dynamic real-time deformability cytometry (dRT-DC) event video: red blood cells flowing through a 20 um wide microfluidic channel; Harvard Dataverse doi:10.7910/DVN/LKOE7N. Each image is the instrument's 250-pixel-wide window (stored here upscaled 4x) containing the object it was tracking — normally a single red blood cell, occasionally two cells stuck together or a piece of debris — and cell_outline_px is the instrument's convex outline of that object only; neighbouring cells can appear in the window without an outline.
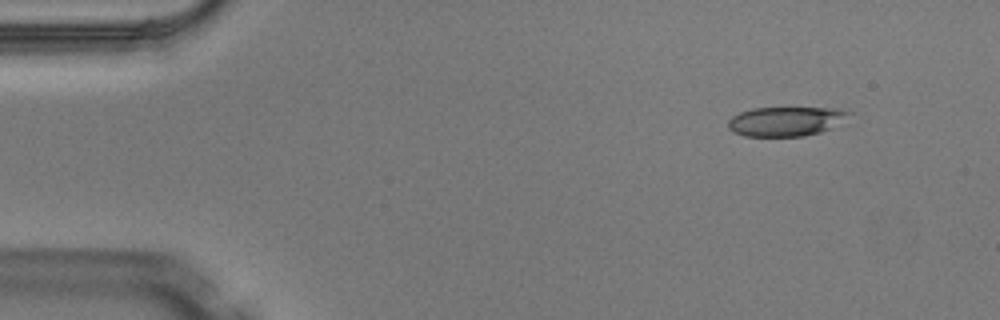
{"species": "Egyptian fruit bat (a non-hibernating species)", "species_latin": "Rousettus aegyptiacus", "temperature_condition": "warm", "stored_images_in_passage": 4, "camera_frame_rate_fps": 3000, "um_per_image_px": 0.085, "animal": {"sex": "male"}, "frame": {"image": 1, "passage_image": 2, "time_ms": 0.333, "image_size_px": [1000, 320], "cell_outline_px": [[852, 124], [804, 136], [744, 136], [728, 128], [728, 120], [732, 116], [740, 112], [752, 108], [832, 108], [852, 112]], "centroid_in_image_um": [66.99, 10.32], "position_along_channel_um": 18.0, "area_um2": 21.44}}